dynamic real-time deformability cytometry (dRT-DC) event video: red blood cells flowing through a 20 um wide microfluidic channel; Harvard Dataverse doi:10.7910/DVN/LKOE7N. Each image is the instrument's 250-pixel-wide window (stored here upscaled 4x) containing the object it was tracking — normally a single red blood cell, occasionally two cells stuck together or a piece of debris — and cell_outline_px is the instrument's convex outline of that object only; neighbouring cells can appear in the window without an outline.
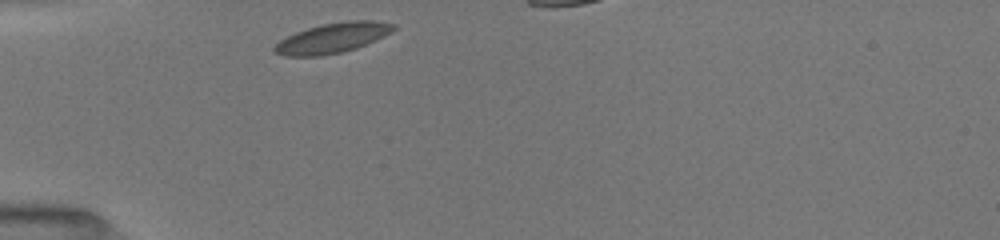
{"species": "common noctule bat (a hibernating species)", "species_latin": "Nyctalus noctula", "temperature_condition": "room temperature", "stored_images_in_passage": 30, "camera_frame_rate_fps": 3000, "um_per_image_px": 0.085, "animal": {"sex": "female", "body_mass_g": 19.5, "forearm_length_mm": 54.1}, "frame": {"image": 1, "passage_image": 1, "time_ms": 0.0, "image_size_px": [1000, 240], "cell_outline_px": [[396, 28], [392, 32], [376, 40], [356, 48], [340, 52], [320, 56], [284, 56], [272, 52], [272, 48], [280, 40], [296, 32], [320, 24], [348, 20], [372, 20], [396, 24]], "centroid_in_image_um": [28.27, 3.22], "position_along_channel_um": 56.7, "area_um2": 20.92}}
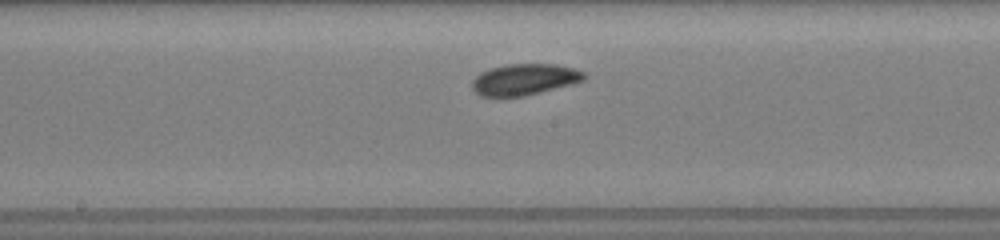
{"frame": {"image": 2, "passage_image": 13, "time_ms": 4.0, "image_size_px": [1000, 240], "cell_outline_px": [[588, 76], [584, 80], [572, 84], [524, 96], [480, 96], [472, 88], [472, 80], [480, 72], [492, 68], [508, 64], [556, 64], [576, 68], [588, 72]], "centroid_in_image_um": [44.64, 6.74], "position_along_channel_um": 203.6, "area_um2": 20.52}}
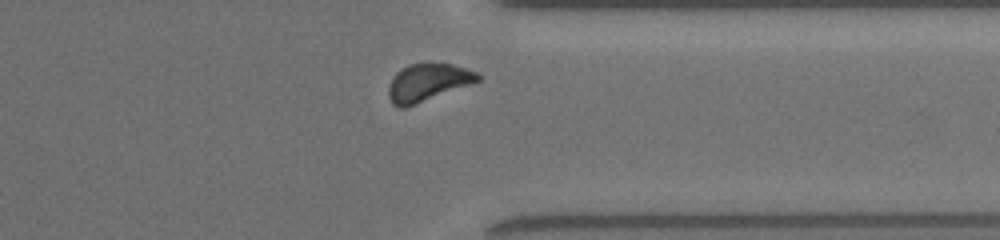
{"frame": {"image": 3, "passage_image": 26, "time_ms": 8.333, "image_size_px": [1000, 240], "cell_outline_px": [[484, 76], [480, 80], [416, 104], [404, 108], [396, 108], [392, 104], [388, 96], [388, 88], [392, 76], [396, 72], [408, 64], [428, 60], [452, 64], [480, 72]], "centroid_in_image_um": [36.35, 6.96], "position_along_channel_um": 375.0, "area_um2": 20.17}}